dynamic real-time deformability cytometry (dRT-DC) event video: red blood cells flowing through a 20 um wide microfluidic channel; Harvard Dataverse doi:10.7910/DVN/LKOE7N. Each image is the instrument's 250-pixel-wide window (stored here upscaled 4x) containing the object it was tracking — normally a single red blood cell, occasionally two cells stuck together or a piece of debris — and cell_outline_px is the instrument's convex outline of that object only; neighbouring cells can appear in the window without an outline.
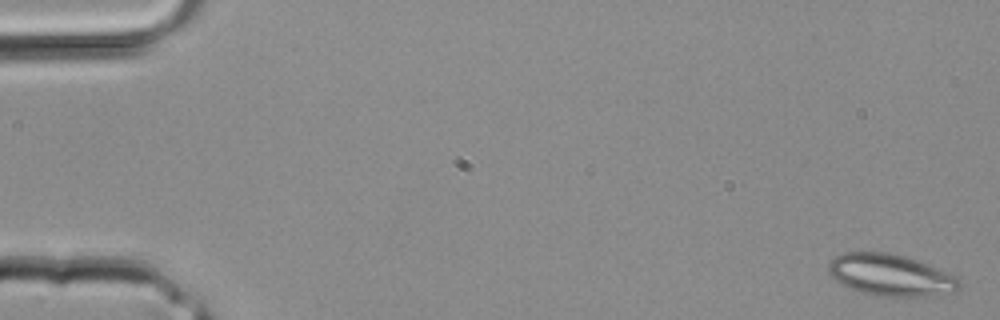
{"species": "common noctule bat (a hibernating species)", "species_latin": "Nyctalus noctula", "temperature_condition": "room temperature", "stored_images_in_passage": 4, "camera_frame_rate_fps": 3000, "um_per_image_px": 0.085, "animal": {"sex": "male", "body_mass_g": 20.4}, "frame": {"image": 1, "passage_image": 1, "time_ms": 0.0, "image_size_px": [1000, 320], "cell_outline_px": [[960, 288], [956, 292], [928, 296], [876, 296], [848, 288], [840, 284], [828, 272], [828, 264], [836, 256], [844, 252], [884, 252], [904, 256], [916, 260], [956, 276], [960, 280]], "centroid_in_image_um": [75.69, 23.39], "position_along_channel_um": 9.3, "area_um2": 31.67}}